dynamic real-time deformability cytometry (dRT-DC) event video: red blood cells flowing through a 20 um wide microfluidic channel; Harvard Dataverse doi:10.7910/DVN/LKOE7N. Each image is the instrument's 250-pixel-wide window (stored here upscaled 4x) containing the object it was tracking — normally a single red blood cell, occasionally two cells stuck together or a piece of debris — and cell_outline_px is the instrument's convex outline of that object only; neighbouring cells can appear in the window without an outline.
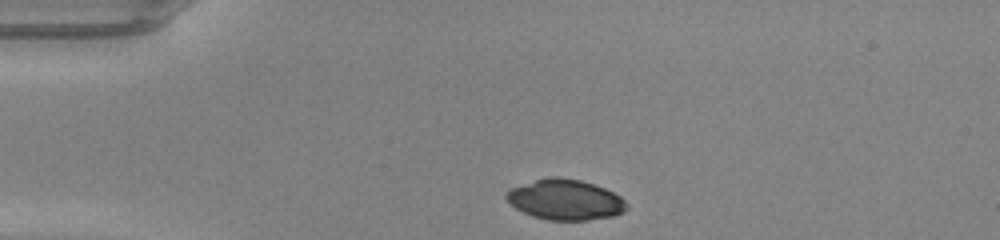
{"species": "common noctule bat (a hibernating species)", "species_latin": "Nyctalus noctula", "temperature_condition": "warm", "stored_images_in_passage": 38, "camera_frame_rate_fps": 3000, "um_per_image_px": 0.085, "animal": {"sex": "male", "body_mass_g": 20.0, "forearm_length_mm": 53.3}, "frame": {"image": 1, "passage_image": 1, "time_ms": 0.0, "image_size_px": [1000, 240], "cell_outline_px": [[628, 208], [624, 212], [612, 216], [588, 220], [548, 220], [532, 216], [516, 208], [504, 196], [512, 188], [536, 180], [552, 176], [556, 176], [580, 180], [604, 188], [620, 196], [628, 204]], "centroid_in_image_um": [48.08, 16.98], "position_along_channel_um": 36.9, "area_um2": 28.03}}
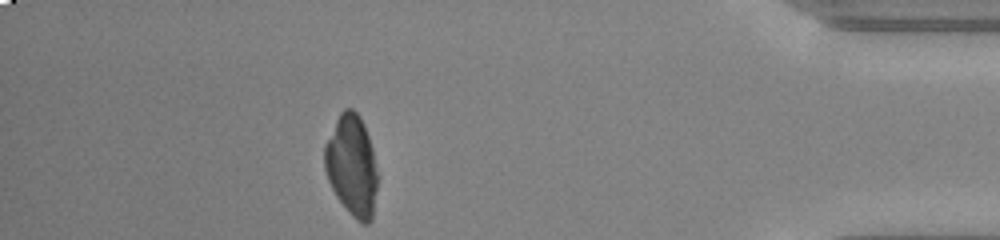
{"frame": {"image": 2, "passage_image": 33, "time_ms": 10.667, "image_size_px": [1000, 240], "cell_outline_px": [[376, 188], [372, 220], [368, 224], [364, 224], [356, 220], [352, 216], [336, 196], [328, 180], [324, 168], [324, 144], [340, 112], [344, 108], [352, 108], [360, 116], [364, 124], [372, 148], [376, 172]], "centroid_in_image_um": [29.88, 14.06], "position_along_channel_um": 405.3, "area_um2": 30.98}}